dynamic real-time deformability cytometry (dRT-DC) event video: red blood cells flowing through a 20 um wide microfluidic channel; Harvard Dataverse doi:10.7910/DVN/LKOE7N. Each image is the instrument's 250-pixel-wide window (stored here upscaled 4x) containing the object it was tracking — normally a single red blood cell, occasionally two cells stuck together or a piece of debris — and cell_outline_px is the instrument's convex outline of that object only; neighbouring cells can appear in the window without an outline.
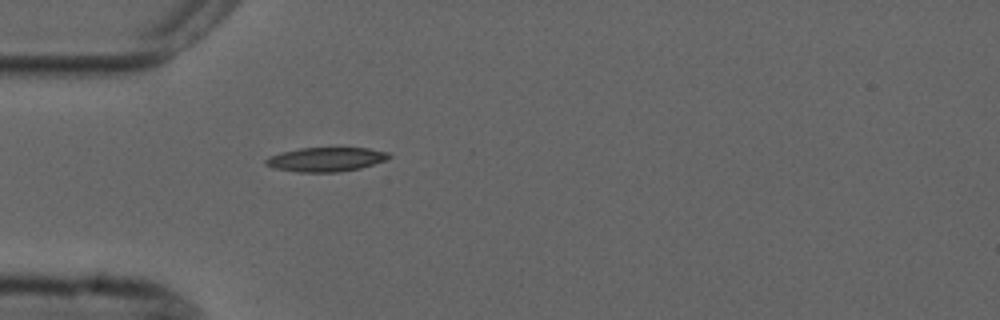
{"species": "common noctule bat (a hibernating species)", "species_latin": "Nyctalus noctula", "temperature_condition": "cold", "stored_images_in_passage": 1, "camera_frame_rate_fps": 3000, "um_per_image_px": 0.085, "animal": {"sex": "male", "forearm_length_mm": 52.5}, "frame": {"image": 1, "passage_image": 1, "time_ms": 0.0, "image_size_px": [1000, 320], "cell_outline_px": [[392, 156], [388, 160], [360, 168], [340, 172], [300, 172], [272, 168], [264, 164], [264, 160], [268, 156], [280, 152], [300, 148], [368, 148], [388, 152]], "centroid_in_image_um": [27.69, 13.55], "position_along_channel_um": 57.3, "area_um2": 17.57}}